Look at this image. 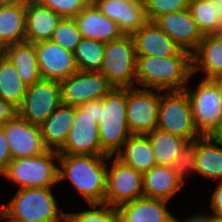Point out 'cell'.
<instances>
[{"label": "cell", "mask_w": 222, "mask_h": 222, "mask_svg": "<svg viewBox=\"0 0 222 222\" xmlns=\"http://www.w3.org/2000/svg\"><path fill=\"white\" fill-rule=\"evenodd\" d=\"M100 72L113 87L136 86V54L131 35L105 43L104 59Z\"/></svg>", "instance_id": "cell-7"}, {"label": "cell", "mask_w": 222, "mask_h": 222, "mask_svg": "<svg viewBox=\"0 0 222 222\" xmlns=\"http://www.w3.org/2000/svg\"><path fill=\"white\" fill-rule=\"evenodd\" d=\"M124 1L128 3H144L145 0H124Z\"/></svg>", "instance_id": "cell-47"}, {"label": "cell", "mask_w": 222, "mask_h": 222, "mask_svg": "<svg viewBox=\"0 0 222 222\" xmlns=\"http://www.w3.org/2000/svg\"><path fill=\"white\" fill-rule=\"evenodd\" d=\"M168 201L141 197L116 207L119 222H173Z\"/></svg>", "instance_id": "cell-19"}, {"label": "cell", "mask_w": 222, "mask_h": 222, "mask_svg": "<svg viewBox=\"0 0 222 222\" xmlns=\"http://www.w3.org/2000/svg\"><path fill=\"white\" fill-rule=\"evenodd\" d=\"M109 155L59 154V182L68 179L88 203H104Z\"/></svg>", "instance_id": "cell-1"}, {"label": "cell", "mask_w": 222, "mask_h": 222, "mask_svg": "<svg viewBox=\"0 0 222 222\" xmlns=\"http://www.w3.org/2000/svg\"><path fill=\"white\" fill-rule=\"evenodd\" d=\"M80 107L88 112L93 118L94 120L98 123L100 120V114H101V98L100 99H95L92 101H88L82 105H80Z\"/></svg>", "instance_id": "cell-41"}, {"label": "cell", "mask_w": 222, "mask_h": 222, "mask_svg": "<svg viewBox=\"0 0 222 222\" xmlns=\"http://www.w3.org/2000/svg\"><path fill=\"white\" fill-rule=\"evenodd\" d=\"M54 195L52 187L19 189L0 212L14 222H65Z\"/></svg>", "instance_id": "cell-3"}, {"label": "cell", "mask_w": 222, "mask_h": 222, "mask_svg": "<svg viewBox=\"0 0 222 222\" xmlns=\"http://www.w3.org/2000/svg\"><path fill=\"white\" fill-rule=\"evenodd\" d=\"M143 197L170 201L183 187L169 166L155 165L142 173Z\"/></svg>", "instance_id": "cell-24"}, {"label": "cell", "mask_w": 222, "mask_h": 222, "mask_svg": "<svg viewBox=\"0 0 222 222\" xmlns=\"http://www.w3.org/2000/svg\"><path fill=\"white\" fill-rule=\"evenodd\" d=\"M0 214H1V215H0V220H1V219H3V220L5 219V220H6L5 222H14V221H12V220H10V219H7L1 212H0Z\"/></svg>", "instance_id": "cell-48"}, {"label": "cell", "mask_w": 222, "mask_h": 222, "mask_svg": "<svg viewBox=\"0 0 222 222\" xmlns=\"http://www.w3.org/2000/svg\"><path fill=\"white\" fill-rule=\"evenodd\" d=\"M195 173L209 180L222 181V147L208 135L196 139Z\"/></svg>", "instance_id": "cell-28"}, {"label": "cell", "mask_w": 222, "mask_h": 222, "mask_svg": "<svg viewBox=\"0 0 222 222\" xmlns=\"http://www.w3.org/2000/svg\"><path fill=\"white\" fill-rule=\"evenodd\" d=\"M4 55L15 66L19 78L31 86L41 80L37 52L33 43L21 42L4 47Z\"/></svg>", "instance_id": "cell-25"}, {"label": "cell", "mask_w": 222, "mask_h": 222, "mask_svg": "<svg viewBox=\"0 0 222 222\" xmlns=\"http://www.w3.org/2000/svg\"><path fill=\"white\" fill-rule=\"evenodd\" d=\"M192 74V56H136V83L142 88L184 91Z\"/></svg>", "instance_id": "cell-2"}, {"label": "cell", "mask_w": 222, "mask_h": 222, "mask_svg": "<svg viewBox=\"0 0 222 222\" xmlns=\"http://www.w3.org/2000/svg\"><path fill=\"white\" fill-rule=\"evenodd\" d=\"M146 14L149 21H154L160 15L187 9L189 0H145Z\"/></svg>", "instance_id": "cell-36"}, {"label": "cell", "mask_w": 222, "mask_h": 222, "mask_svg": "<svg viewBox=\"0 0 222 222\" xmlns=\"http://www.w3.org/2000/svg\"><path fill=\"white\" fill-rule=\"evenodd\" d=\"M28 86L19 78L15 66L4 55L0 59V99L17 109L22 105Z\"/></svg>", "instance_id": "cell-29"}, {"label": "cell", "mask_w": 222, "mask_h": 222, "mask_svg": "<svg viewBox=\"0 0 222 222\" xmlns=\"http://www.w3.org/2000/svg\"><path fill=\"white\" fill-rule=\"evenodd\" d=\"M34 46L42 79L61 81L78 70L74 53L52 40L37 42Z\"/></svg>", "instance_id": "cell-15"}, {"label": "cell", "mask_w": 222, "mask_h": 222, "mask_svg": "<svg viewBox=\"0 0 222 222\" xmlns=\"http://www.w3.org/2000/svg\"><path fill=\"white\" fill-rule=\"evenodd\" d=\"M173 222H212V214H195L191 217L189 216L186 220L184 219V221L174 217Z\"/></svg>", "instance_id": "cell-42"}, {"label": "cell", "mask_w": 222, "mask_h": 222, "mask_svg": "<svg viewBox=\"0 0 222 222\" xmlns=\"http://www.w3.org/2000/svg\"><path fill=\"white\" fill-rule=\"evenodd\" d=\"M60 104V81L41 79L28 86L17 111L22 119L39 126Z\"/></svg>", "instance_id": "cell-11"}, {"label": "cell", "mask_w": 222, "mask_h": 222, "mask_svg": "<svg viewBox=\"0 0 222 222\" xmlns=\"http://www.w3.org/2000/svg\"><path fill=\"white\" fill-rule=\"evenodd\" d=\"M74 19L83 38L107 43L123 36L119 26L102 14L93 2H90Z\"/></svg>", "instance_id": "cell-20"}, {"label": "cell", "mask_w": 222, "mask_h": 222, "mask_svg": "<svg viewBox=\"0 0 222 222\" xmlns=\"http://www.w3.org/2000/svg\"><path fill=\"white\" fill-rule=\"evenodd\" d=\"M204 73L202 79L217 80L222 74V35H205L192 53V74Z\"/></svg>", "instance_id": "cell-22"}, {"label": "cell", "mask_w": 222, "mask_h": 222, "mask_svg": "<svg viewBox=\"0 0 222 222\" xmlns=\"http://www.w3.org/2000/svg\"><path fill=\"white\" fill-rule=\"evenodd\" d=\"M26 4L0 5V45L25 41Z\"/></svg>", "instance_id": "cell-27"}, {"label": "cell", "mask_w": 222, "mask_h": 222, "mask_svg": "<svg viewBox=\"0 0 222 222\" xmlns=\"http://www.w3.org/2000/svg\"><path fill=\"white\" fill-rule=\"evenodd\" d=\"M30 0H0V5L27 4Z\"/></svg>", "instance_id": "cell-45"}, {"label": "cell", "mask_w": 222, "mask_h": 222, "mask_svg": "<svg viewBox=\"0 0 222 222\" xmlns=\"http://www.w3.org/2000/svg\"><path fill=\"white\" fill-rule=\"evenodd\" d=\"M82 38L75 19L62 18L53 32L51 40L62 48L74 52Z\"/></svg>", "instance_id": "cell-34"}, {"label": "cell", "mask_w": 222, "mask_h": 222, "mask_svg": "<svg viewBox=\"0 0 222 222\" xmlns=\"http://www.w3.org/2000/svg\"><path fill=\"white\" fill-rule=\"evenodd\" d=\"M211 2L216 6L218 12L219 26L216 35H222V0H211Z\"/></svg>", "instance_id": "cell-44"}, {"label": "cell", "mask_w": 222, "mask_h": 222, "mask_svg": "<svg viewBox=\"0 0 222 222\" xmlns=\"http://www.w3.org/2000/svg\"><path fill=\"white\" fill-rule=\"evenodd\" d=\"M55 162H59L58 151L48 149L37 156L12 159L2 176L19 189L54 187L59 183Z\"/></svg>", "instance_id": "cell-5"}, {"label": "cell", "mask_w": 222, "mask_h": 222, "mask_svg": "<svg viewBox=\"0 0 222 222\" xmlns=\"http://www.w3.org/2000/svg\"><path fill=\"white\" fill-rule=\"evenodd\" d=\"M1 127L8 141L12 159L33 157L48 150L39 126L25 121L18 114Z\"/></svg>", "instance_id": "cell-14"}, {"label": "cell", "mask_w": 222, "mask_h": 222, "mask_svg": "<svg viewBox=\"0 0 222 222\" xmlns=\"http://www.w3.org/2000/svg\"><path fill=\"white\" fill-rule=\"evenodd\" d=\"M217 80L222 84V74L219 76Z\"/></svg>", "instance_id": "cell-50"}, {"label": "cell", "mask_w": 222, "mask_h": 222, "mask_svg": "<svg viewBox=\"0 0 222 222\" xmlns=\"http://www.w3.org/2000/svg\"><path fill=\"white\" fill-rule=\"evenodd\" d=\"M216 189H214L210 196V209L213 214L222 215V181H218Z\"/></svg>", "instance_id": "cell-40"}, {"label": "cell", "mask_w": 222, "mask_h": 222, "mask_svg": "<svg viewBox=\"0 0 222 222\" xmlns=\"http://www.w3.org/2000/svg\"><path fill=\"white\" fill-rule=\"evenodd\" d=\"M157 165L169 166L188 141L180 136L164 132L158 128L147 134Z\"/></svg>", "instance_id": "cell-30"}, {"label": "cell", "mask_w": 222, "mask_h": 222, "mask_svg": "<svg viewBox=\"0 0 222 222\" xmlns=\"http://www.w3.org/2000/svg\"><path fill=\"white\" fill-rule=\"evenodd\" d=\"M100 12L114 21L123 35H133L149 20L144 3H128L124 0H94Z\"/></svg>", "instance_id": "cell-18"}, {"label": "cell", "mask_w": 222, "mask_h": 222, "mask_svg": "<svg viewBox=\"0 0 222 222\" xmlns=\"http://www.w3.org/2000/svg\"><path fill=\"white\" fill-rule=\"evenodd\" d=\"M128 87H113L101 98L98 131L101 148L108 155H115L131 133L127 126Z\"/></svg>", "instance_id": "cell-4"}, {"label": "cell", "mask_w": 222, "mask_h": 222, "mask_svg": "<svg viewBox=\"0 0 222 222\" xmlns=\"http://www.w3.org/2000/svg\"><path fill=\"white\" fill-rule=\"evenodd\" d=\"M61 103L80 106L88 101L103 98L113 86L100 71L77 70L60 81Z\"/></svg>", "instance_id": "cell-12"}, {"label": "cell", "mask_w": 222, "mask_h": 222, "mask_svg": "<svg viewBox=\"0 0 222 222\" xmlns=\"http://www.w3.org/2000/svg\"><path fill=\"white\" fill-rule=\"evenodd\" d=\"M18 114L17 108L10 102L0 99V126L13 119Z\"/></svg>", "instance_id": "cell-39"}, {"label": "cell", "mask_w": 222, "mask_h": 222, "mask_svg": "<svg viewBox=\"0 0 222 222\" xmlns=\"http://www.w3.org/2000/svg\"><path fill=\"white\" fill-rule=\"evenodd\" d=\"M104 51V42L82 38L73 52L77 69L80 71H100Z\"/></svg>", "instance_id": "cell-31"}, {"label": "cell", "mask_w": 222, "mask_h": 222, "mask_svg": "<svg viewBox=\"0 0 222 222\" xmlns=\"http://www.w3.org/2000/svg\"><path fill=\"white\" fill-rule=\"evenodd\" d=\"M12 160L8 141L3 128L0 126V176L4 174L9 162Z\"/></svg>", "instance_id": "cell-38"}, {"label": "cell", "mask_w": 222, "mask_h": 222, "mask_svg": "<svg viewBox=\"0 0 222 222\" xmlns=\"http://www.w3.org/2000/svg\"><path fill=\"white\" fill-rule=\"evenodd\" d=\"M88 205L90 206L88 210L79 213L65 212V222H119L116 207L105 203Z\"/></svg>", "instance_id": "cell-33"}, {"label": "cell", "mask_w": 222, "mask_h": 222, "mask_svg": "<svg viewBox=\"0 0 222 222\" xmlns=\"http://www.w3.org/2000/svg\"><path fill=\"white\" fill-rule=\"evenodd\" d=\"M75 118V106L60 104L48 118L39 125L44 145L49 150L59 151Z\"/></svg>", "instance_id": "cell-23"}, {"label": "cell", "mask_w": 222, "mask_h": 222, "mask_svg": "<svg viewBox=\"0 0 222 222\" xmlns=\"http://www.w3.org/2000/svg\"><path fill=\"white\" fill-rule=\"evenodd\" d=\"M212 222H222V215L212 214Z\"/></svg>", "instance_id": "cell-46"}, {"label": "cell", "mask_w": 222, "mask_h": 222, "mask_svg": "<svg viewBox=\"0 0 222 222\" xmlns=\"http://www.w3.org/2000/svg\"><path fill=\"white\" fill-rule=\"evenodd\" d=\"M108 159L112 164L111 168L108 166L104 203L118 207L143 197L142 173L124 164L116 156L109 155Z\"/></svg>", "instance_id": "cell-9"}, {"label": "cell", "mask_w": 222, "mask_h": 222, "mask_svg": "<svg viewBox=\"0 0 222 222\" xmlns=\"http://www.w3.org/2000/svg\"><path fill=\"white\" fill-rule=\"evenodd\" d=\"M58 154L108 155L101 148L98 123L80 106H75L73 125Z\"/></svg>", "instance_id": "cell-13"}, {"label": "cell", "mask_w": 222, "mask_h": 222, "mask_svg": "<svg viewBox=\"0 0 222 222\" xmlns=\"http://www.w3.org/2000/svg\"><path fill=\"white\" fill-rule=\"evenodd\" d=\"M165 93L160 95L157 128L188 141L199 138L201 135L194 125L187 93L185 91Z\"/></svg>", "instance_id": "cell-8"}, {"label": "cell", "mask_w": 222, "mask_h": 222, "mask_svg": "<svg viewBox=\"0 0 222 222\" xmlns=\"http://www.w3.org/2000/svg\"><path fill=\"white\" fill-rule=\"evenodd\" d=\"M136 56H192L182 50L154 21H148L133 35Z\"/></svg>", "instance_id": "cell-17"}, {"label": "cell", "mask_w": 222, "mask_h": 222, "mask_svg": "<svg viewBox=\"0 0 222 222\" xmlns=\"http://www.w3.org/2000/svg\"><path fill=\"white\" fill-rule=\"evenodd\" d=\"M62 17L36 0L26 4L25 41L37 43L51 40Z\"/></svg>", "instance_id": "cell-21"}, {"label": "cell", "mask_w": 222, "mask_h": 222, "mask_svg": "<svg viewBox=\"0 0 222 222\" xmlns=\"http://www.w3.org/2000/svg\"><path fill=\"white\" fill-rule=\"evenodd\" d=\"M131 87L127 91V126L131 134L147 135L157 128L161 90Z\"/></svg>", "instance_id": "cell-10"}, {"label": "cell", "mask_w": 222, "mask_h": 222, "mask_svg": "<svg viewBox=\"0 0 222 222\" xmlns=\"http://www.w3.org/2000/svg\"><path fill=\"white\" fill-rule=\"evenodd\" d=\"M154 22L182 49L191 54L197 49L203 35L190 10L184 9L160 15Z\"/></svg>", "instance_id": "cell-16"}, {"label": "cell", "mask_w": 222, "mask_h": 222, "mask_svg": "<svg viewBox=\"0 0 222 222\" xmlns=\"http://www.w3.org/2000/svg\"><path fill=\"white\" fill-rule=\"evenodd\" d=\"M208 136L219 146L222 147V120L217 126L208 134Z\"/></svg>", "instance_id": "cell-43"}, {"label": "cell", "mask_w": 222, "mask_h": 222, "mask_svg": "<svg viewBox=\"0 0 222 222\" xmlns=\"http://www.w3.org/2000/svg\"><path fill=\"white\" fill-rule=\"evenodd\" d=\"M188 9L203 36L216 34L218 12L211 0H189Z\"/></svg>", "instance_id": "cell-32"}, {"label": "cell", "mask_w": 222, "mask_h": 222, "mask_svg": "<svg viewBox=\"0 0 222 222\" xmlns=\"http://www.w3.org/2000/svg\"><path fill=\"white\" fill-rule=\"evenodd\" d=\"M169 167L175 173L177 178L185 185L184 177L188 173L195 172L196 168V139L187 141Z\"/></svg>", "instance_id": "cell-35"}, {"label": "cell", "mask_w": 222, "mask_h": 222, "mask_svg": "<svg viewBox=\"0 0 222 222\" xmlns=\"http://www.w3.org/2000/svg\"><path fill=\"white\" fill-rule=\"evenodd\" d=\"M115 155L141 173L157 165L148 135L131 134Z\"/></svg>", "instance_id": "cell-26"}, {"label": "cell", "mask_w": 222, "mask_h": 222, "mask_svg": "<svg viewBox=\"0 0 222 222\" xmlns=\"http://www.w3.org/2000/svg\"><path fill=\"white\" fill-rule=\"evenodd\" d=\"M41 5L48 7L62 18H74L89 3V0H36Z\"/></svg>", "instance_id": "cell-37"}, {"label": "cell", "mask_w": 222, "mask_h": 222, "mask_svg": "<svg viewBox=\"0 0 222 222\" xmlns=\"http://www.w3.org/2000/svg\"><path fill=\"white\" fill-rule=\"evenodd\" d=\"M190 100L193 122L201 136H207L222 120V84L202 79L198 87L184 90Z\"/></svg>", "instance_id": "cell-6"}, {"label": "cell", "mask_w": 222, "mask_h": 222, "mask_svg": "<svg viewBox=\"0 0 222 222\" xmlns=\"http://www.w3.org/2000/svg\"><path fill=\"white\" fill-rule=\"evenodd\" d=\"M4 56V47L0 45V59Z\"/></svg>", "instance_id": "cell-49"}]
</instances>
